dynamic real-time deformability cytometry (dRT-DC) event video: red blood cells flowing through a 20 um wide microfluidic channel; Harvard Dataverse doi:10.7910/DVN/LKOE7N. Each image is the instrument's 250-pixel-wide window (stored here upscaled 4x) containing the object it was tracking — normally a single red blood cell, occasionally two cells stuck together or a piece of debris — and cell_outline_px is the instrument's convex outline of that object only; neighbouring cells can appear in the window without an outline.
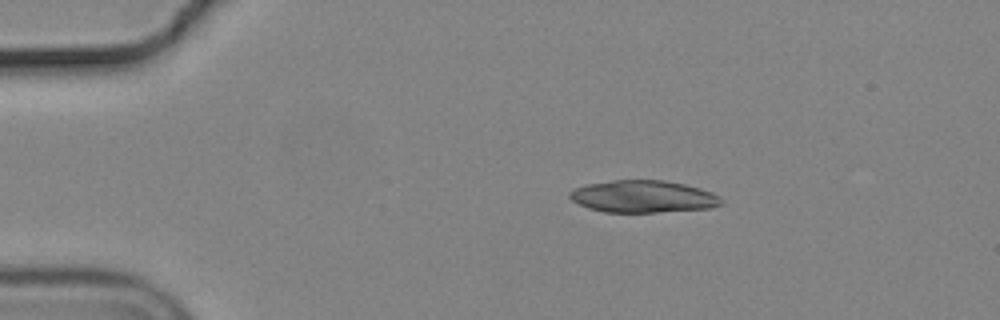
{"species": "common noctule bat (a hibernating species)", "species_latin": "Nyctalus noctula", "temperature_condition": "cold", "stored_images_in_passage": 45, "segment_of_instrument_passage": [1, 2], "camera_frame_rate_fps": 3000, "um_per_image_px": 0.085, "animal": {"sex": "male", "body_mass_g": 19.2, "forearm_length_mm": 51.8}, "frame": {"image": 1, "passage_image": 1, "time_ms": 0.0, "image_size_px": [1000, 320], "cell_outline_px": [[724, 204], [712, 208], [656, 212], [604, 212], [588, 208], [572, 200], [568, 196], [568, 192], [572, 188], [588, 184], [612, 180], [664, 180], [684, 184], [700, 188], [712, 192], [720, 196], [724, 200]], "centroid_in_image_um": [54.69, 16.7], "position_along_channel_um": 30.3, "area_um2": 28.67}}